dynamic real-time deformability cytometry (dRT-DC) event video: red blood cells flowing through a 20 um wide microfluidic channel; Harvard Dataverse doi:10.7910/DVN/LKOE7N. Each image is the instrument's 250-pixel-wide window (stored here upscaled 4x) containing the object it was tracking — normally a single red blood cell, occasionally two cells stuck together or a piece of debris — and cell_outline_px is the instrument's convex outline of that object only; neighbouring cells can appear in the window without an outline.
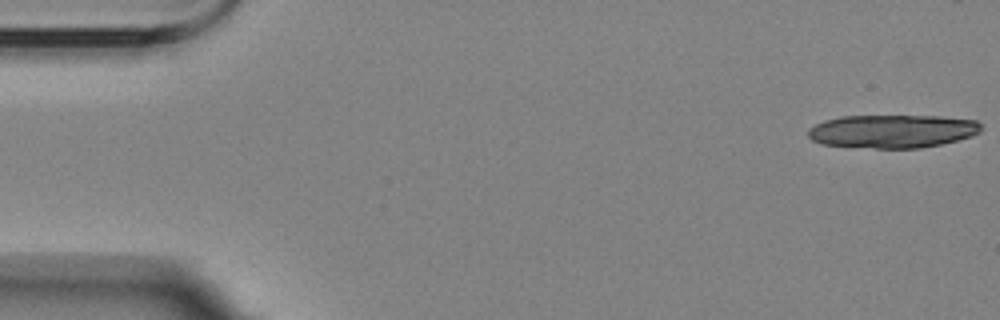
{"species": "Egyptian fruit bat (a non-hibernating species)", "species_latin": "Rousettus aegyptiacus", "temperature_condition": "room temperature", "stored_images_in_passage": 9, "camera_frame_rate_fps": 3000, "um_per_image_px": 0.085, "animal": {"sex": "female"}, "frame": {"image": 1, "passage_image": 1, "time_ms": 0.0, "image_size_px": [1000, 320], "cell_outline_px": [[980, 132], [972, 136], [940, 144], [920, 148], [876, 148], [820, 144], [812, 140], [808, 136], [808, 128], [824, 120], [840, 116], [940, 116], [976, 120], [980, 124]], "centroid_in_image_um": [75.83, 11.15], "position_along_channel_um": 9.2, "area_um2": 33.52}}
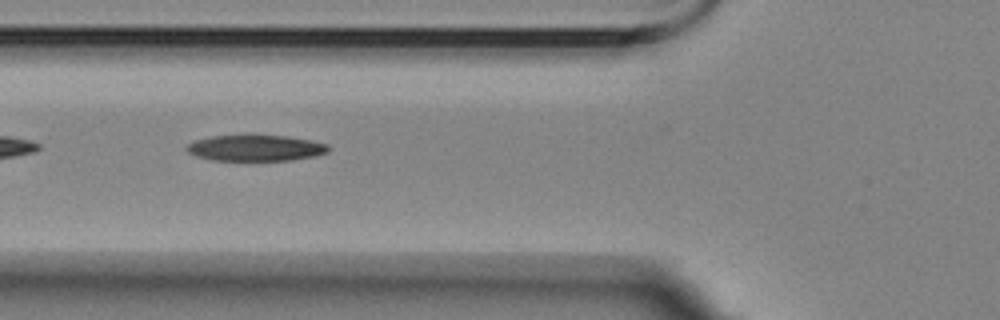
{"frame": {"image": 2, "passage_image": 7, "time_ms": 6.667, "image_size_px": [1000, 320], "cell_outline_px": [[332, 148], [328, 152], [312, 156], [292, 160], [212, 160], [196, 156], [188, 152], [184, 148], [188, 144], [196, 140], [212, 136], [252, 132], [288, 136], [312, 140], [328, 144]], "centroid_in_image_um": [21.73, 12.53], "position_along_channel_um": 104.1, "area_um2": 22.43}}
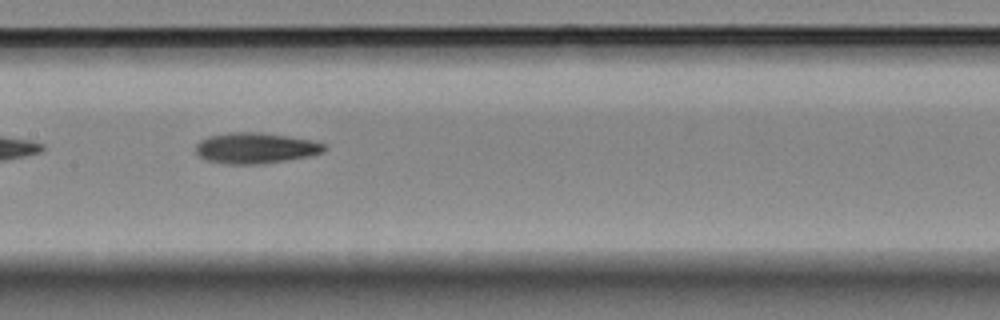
{"frame": {"image": 3, "passage_image": 9, "time_ms": 9.0, "image_size_px": [1000, 320], "cell_outline_px": [[328, 148], [324, 152], [308, 156], [260, 164], [228, 164], [208, 160], [200, 156], [196, 152], [196, 144], [200, 140], [208, 136], [228, 132], [264, 132], [312, 140], [324, 144]], "centroid_in_image_um": [21.73, 12.57], "position_along_channel_um": 185.7, "area_um2": 23.06}}